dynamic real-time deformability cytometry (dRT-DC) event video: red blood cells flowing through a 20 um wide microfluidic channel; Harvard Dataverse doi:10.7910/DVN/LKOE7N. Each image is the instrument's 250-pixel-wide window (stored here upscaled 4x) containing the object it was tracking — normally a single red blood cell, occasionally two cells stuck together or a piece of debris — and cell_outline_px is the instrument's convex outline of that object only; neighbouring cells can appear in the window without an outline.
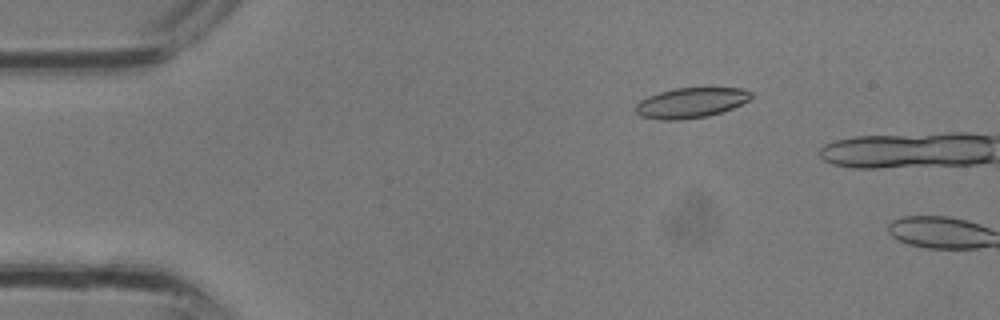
{"species": "common noctule bat (a hibernating species)", "species_latin": "Nyctalus noctula", "temperature_condition": "room temperature", "stored_images_in_passage": 3, "camera_frame_rate_fps": 3000, "um_per_image_px": 0.085, "animal": {"sex": "male", "body_mass_g": 13.3}, "frame": {"image": 1, "passage_image": 2, "time_ms": 0.333, "image_size_px": [1000, 320], "cell_outline_px": [[752, 96], [748, 100], [732, 108], [708, 116], [676, 120], [660, 120], [640, 116], [636, 112], [636, 104], [640, 100], [648, 96], [660, 92], [676, 88], [740, 88], [752, 92]], "centroid_in_image_um": [58.7, 8.74], "position_along_channel_um": 26.3, "area_um2": 20.11}}